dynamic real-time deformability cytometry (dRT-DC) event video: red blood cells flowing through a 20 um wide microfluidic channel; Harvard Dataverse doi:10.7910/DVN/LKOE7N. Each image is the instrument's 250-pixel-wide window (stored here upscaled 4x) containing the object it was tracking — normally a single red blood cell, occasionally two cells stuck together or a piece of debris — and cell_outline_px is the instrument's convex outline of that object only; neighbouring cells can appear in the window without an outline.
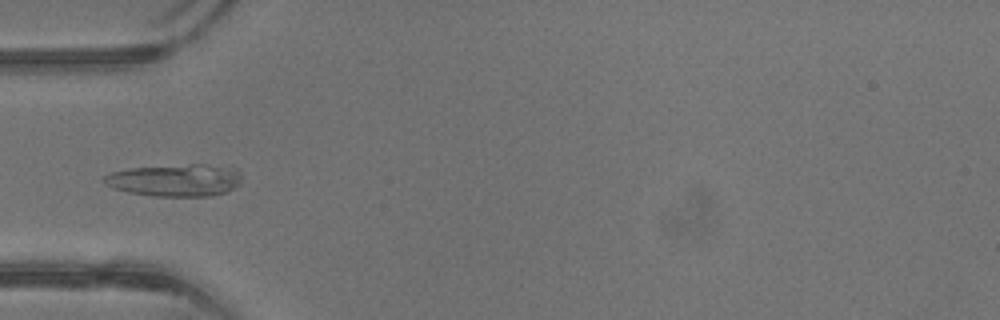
{"species": "common noctule bat (a hibernating species)", "species_latin": "Nyctalus noctula", "temperature_condition": "warm", "stored_images_in_passage": 7, "camera_frame_rate_fps": 3000, "um_per_image_px": 0.085, "animal": {"sex": "male", "body_mass_g": 13.3}, "frame": {"image": 1, "passage_image": 5, "time_ms": 1.333, "image_size_px": [1000, 320], "cell_outline_px": [[240, 184], [224, 192], [212, 196], [152, 196], [132, 192], [116, 188], [100, 180], [104, 176], [112, 172], [132, 168], [192, 164], [204, 164], [236, 168], [240, 176]], "centroid_in_image_um": [14.92, 15.31], "position_along_channel_um": 70.1, "area_um2": 25.49}}